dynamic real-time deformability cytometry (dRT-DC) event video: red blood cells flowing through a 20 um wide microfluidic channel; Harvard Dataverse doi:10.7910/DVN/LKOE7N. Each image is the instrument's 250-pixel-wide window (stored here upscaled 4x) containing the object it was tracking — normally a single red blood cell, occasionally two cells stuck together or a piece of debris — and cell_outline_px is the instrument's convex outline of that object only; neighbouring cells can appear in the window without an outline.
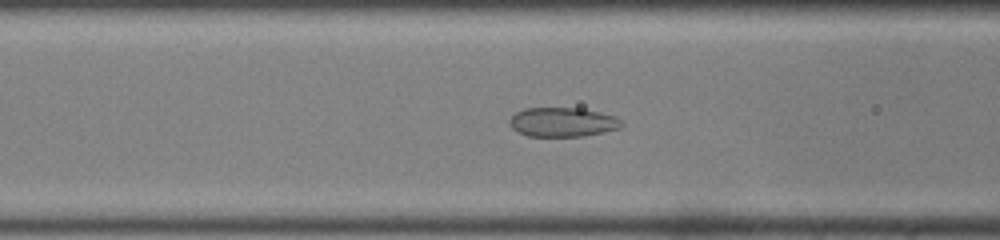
{"species": "common noctule bat (a hibernating species)", "species_latin": "Nyctalus noctula", "temperature_condition": "room temperature", "stored_images_in_passage": 48, "camera_frame_rate_fps": 3000, "um_per_image_px": 0.085, "animal": {"sex": "male", "body_mass_g": 19.0, "forearm_length_mm": 50.8}, "frame": {"image": 1, "passage_image": 19, "time_ms": 6.0, "image_size_px": [1000, 240], "cell_outline_px": [[624, 124], [620, 128], [604, 132], [584, 136], [528, 136], [512, 128], [508, 124], [508, 120], [516, 112], [524, 108], [580, 108], [600, 112], [616, 116]], "centroid_in_image_um": [47.83, 10.37], "position_along_channel_um": 118.8, "area_um2": 19.19}}
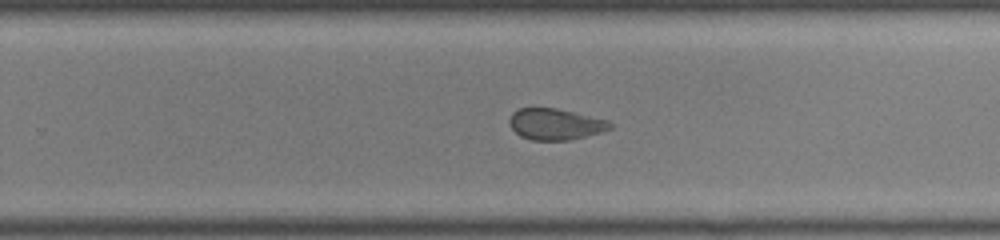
{"frame": {"image": 2, "passage_image": 31, "time_ms": 10.0, "image_size_px": [1000, 240], "cell_outline_px": [[612, 128], [600, 132], [568, 140], [532, 140], [520, 136], [508, 124], [508, 120], [512, 112], [520, 108], [556, 108], [608, 120], [612, 124]], "centroid_in_image_um": [47.17, 10.55], "position_along_channel_um": 282.6, "area_um2": 18.21}}
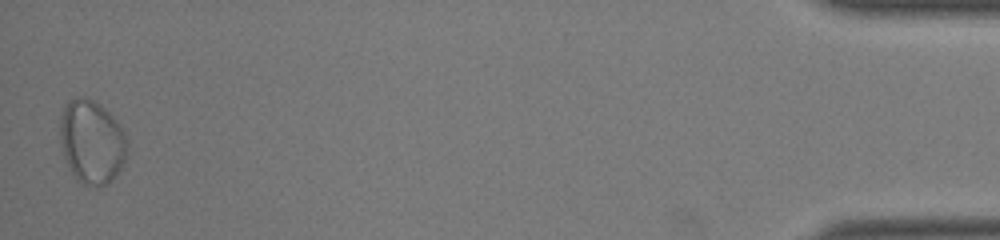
{"frame": {"image": 3, "passage_image": 48, "time_ms": 15.667, "image_size_px": [1000, 240], "cell_outline_px": [[128, 144], [124, 160], [120, 168], [112, 180], [104, 184], [84, 184], [76, 180], [64, 156], [60, 140], [60, 116], [64, 104], [76, 96], [84, 96], [96, 100], [120, 124], [128, 140]], "centroid_in_image_um": [7.79, 11.99], "position_along_channel_um": 427.4, "area_um2": 32.71}, "authors_computed_cell_mechanics": {"area_um2": 23.3512, "velocity_mm_per_s": 4.1073, "shape_relaxation_time_tau1_ms": null, "shape_relaxation_time_tau2_ms": 1.181, "deformation_change_tau1": null, "deformation_change_tau2": 0.0744}}